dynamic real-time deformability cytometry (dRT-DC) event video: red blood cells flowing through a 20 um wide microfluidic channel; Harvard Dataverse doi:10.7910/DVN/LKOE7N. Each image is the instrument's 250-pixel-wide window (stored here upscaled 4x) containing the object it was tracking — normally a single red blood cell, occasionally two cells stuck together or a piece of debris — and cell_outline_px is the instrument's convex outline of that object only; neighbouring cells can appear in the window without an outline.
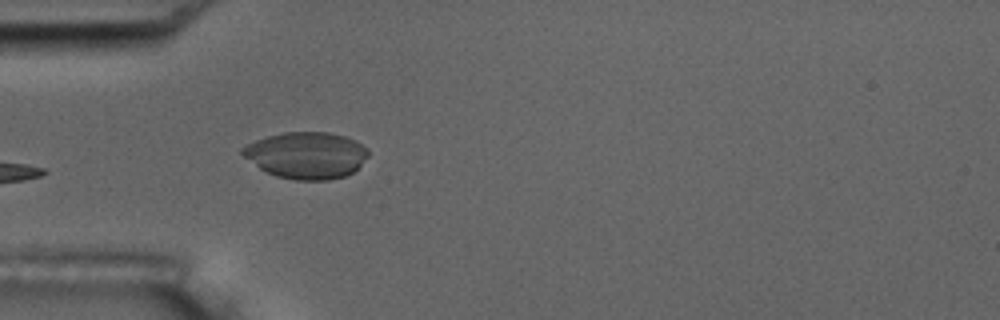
{"species": "common noctule bat (a hibernating species)", "species_latin": "Nyctalus noctula", "temperature_condition": "room temperature", "stored_images_in_passage": 4, "camera_frame_rate_fps": 3000, "um_per_image_px": 0.085, "animal": {"sex": "male", "body_mass_g": 17.5, "forearm_length_mm": 52.3}, "frame": {"image": 1, "passage_image": 4, "time_ms": 4.333, "image_size_px": [1000, 320], "cell_outline_px": [[368, 156], [352, 172], [344, 176], [328, 180], [296, 180], [276, 176], [260, 168], [244, 156], [240, 152], [240, 148], [256, 140], [268, 136], [284, 132], [328, 132], [344, 136], [368, 148]], "centroid_in_image_um": [26.03, 13.19], "position_along_channel_um": 59.0, "area_um2": 33.81}}